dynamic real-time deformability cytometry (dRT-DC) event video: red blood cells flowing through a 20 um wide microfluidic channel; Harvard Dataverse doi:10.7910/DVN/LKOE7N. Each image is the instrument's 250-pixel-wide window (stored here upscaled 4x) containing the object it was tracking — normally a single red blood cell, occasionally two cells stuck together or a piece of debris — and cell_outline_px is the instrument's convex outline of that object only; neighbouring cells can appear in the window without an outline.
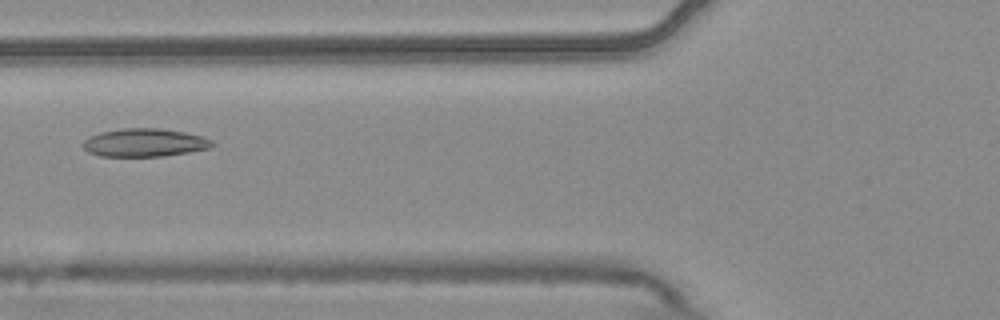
{"species": "common noctule bat (a hibernating species)", "species_latin": "Nyctalus noctula", "temperature_condition": "warm", "stored_images_in_passage": 6, "camera_frame_rate_fps": 3000, "um_per_image_px": 0.085, "animal": {"sex": "male", "body_mass_g": 20.4}, "frame": {"image": 1, "passage_image": 6, "time_ms": 1.667, "image_size_px": [1000, 320], "cell_outline_px": [[216, 144], [212, 148], [188, 152], [160, 156], [100, 156], [88, 152], [80, 144], [88, 136], [100, 132], [124, 128], [160, 128], [184, 132], [200, 136], [212, 140]], "centroid_in_image_um": [12.27, 12.12], "position_along_channel_um": 113.5, "area_um2": 21.27}}